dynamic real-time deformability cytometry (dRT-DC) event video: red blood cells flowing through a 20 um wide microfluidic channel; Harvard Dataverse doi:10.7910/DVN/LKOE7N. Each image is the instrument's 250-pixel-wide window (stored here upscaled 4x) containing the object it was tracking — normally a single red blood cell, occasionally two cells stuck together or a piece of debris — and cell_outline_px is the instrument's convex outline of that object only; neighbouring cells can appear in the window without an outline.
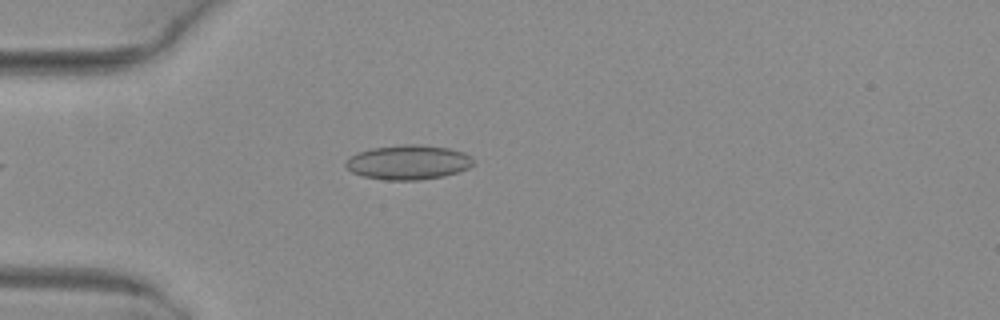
{"species": "common noctule bat (a hibernating species)", "species_latin": "Nyctalus noctula", "temperature_condition": "warm", "stored_images_in_passage": 4, "camera_frame_rate_fps": 3000, "um_per_image_px": 0.085, "animal": {"sex": "female", "body_mass_g": 29.2, "forearm_length_mm": 56.3}, "frame": {"image": 1, "passage_image": 4, "time_ms": 1.0, "image_size_px": [1000, 320], "cell_outline_px": [[476, 164], [468, 168], [444, 176], [420, 180], [384, 180], [364, 176], [352, 172], [344, 164], [356, 152], [372, 148], [404, 144], [420, 144], [448, 148], [464, 152], [472, 156], [476, 160]], "centroid_in_image_um": [34.76, 13.79], "position_along_channel_um": 50.2, "area_um2": 25.84}}